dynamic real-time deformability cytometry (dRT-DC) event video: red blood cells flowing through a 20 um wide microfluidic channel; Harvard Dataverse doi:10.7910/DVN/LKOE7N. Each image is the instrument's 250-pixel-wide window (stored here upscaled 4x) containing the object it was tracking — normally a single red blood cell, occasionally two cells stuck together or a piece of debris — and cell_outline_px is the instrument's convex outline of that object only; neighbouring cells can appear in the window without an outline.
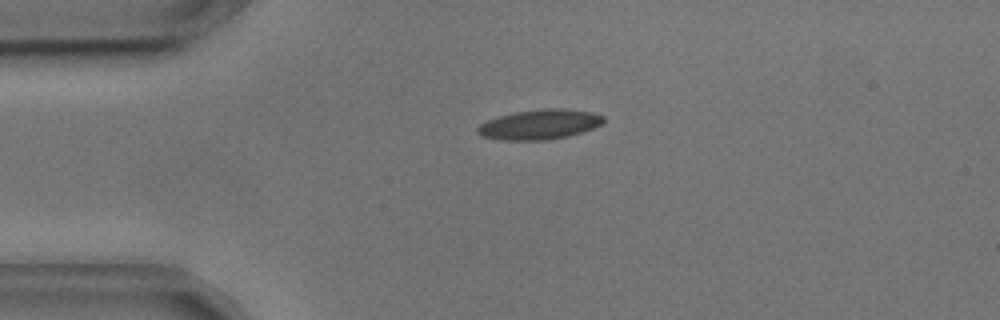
{"species": "common noctule bat (a hibernating species)", "species_latin": "Nyctalus noctula", "temperature_condition": "cold", "stored_images_in_passage": 8, "camera_frame_rate_fps": 3000, "um_per_image_px": 0.085, "animal": {"sex": "male", "body_mass_g": 17.9, "forearm_length_mm": 54.2}, "frame": {"image": 1, "passage_image": 1, "time_ms": 0.0, "image_size_px": [1000, 320], "cell_outline_px": [[604, 124], [568, 136], [544, 140], [500, 140], [480, 136], [476, 132], [476, 128], [480, 124], [488, 120], [500, 116], [516, 112], [548, 108], [560, 108], [592, 112], [604, 116]], "centroid_in_image_um": [45.85, 10.58], "position_along_channel_um": 39.1, "area_um2": 21.85}}